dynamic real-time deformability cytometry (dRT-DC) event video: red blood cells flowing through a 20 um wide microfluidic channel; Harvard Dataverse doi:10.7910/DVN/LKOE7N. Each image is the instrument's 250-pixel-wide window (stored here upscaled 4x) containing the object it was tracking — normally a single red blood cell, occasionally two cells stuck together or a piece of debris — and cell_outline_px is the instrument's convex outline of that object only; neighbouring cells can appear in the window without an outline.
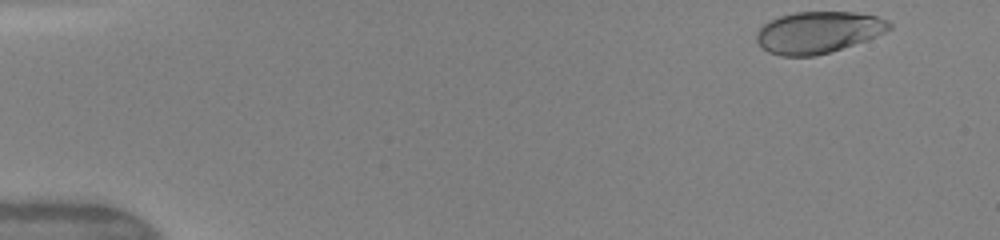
{"species": "human", "species_latin": "Homo sapiens", "temperature_condition": "warm", "stored_images_in_passage": 46, "camera_frame_rate_fps": 3000, "um_per_image_px": 0.085, "donor": {"sex": "female"}, "frame": {"image": 1, "passage_image": 1, "time_ms": 0.0, "image_size_px": [1000, 240], "cell_outline_px": [[892, 28], [884, 32], [864, 40], [816, 56], [780, 56], [768, 52], [756, 40], [756, 32], [764, 24], [780, 16], [796, 12], [856, 12], [876, 16], [888, 20], [892, 24]], "centroid_in_image_um": [69.53, 2.74], "position_along_channel_um": 15.5, "area_um2": 31.85}}
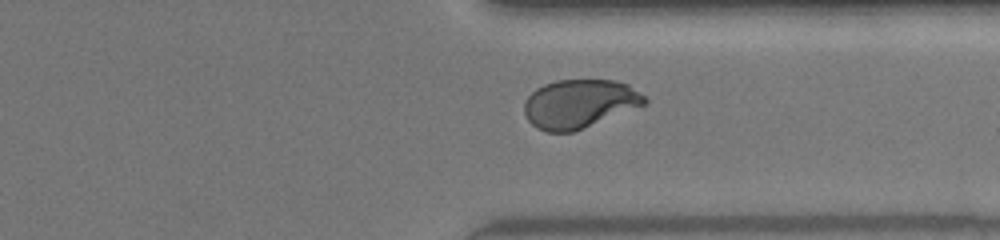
{"frame": {"image": 2, "passage_image": 35, "time_ms": 11.333, "image_size_px": [1000, 240], "cell_outline_px": [[648, 104], [572, 132], [548, 132], [536, 128], [528, 120], [524, 112], [524, 100], [536, 88], [544, 84], [556, 80], [616, 80], [628, 84], [644, 96], [648, 100]], "centroid_in_image_um": [49.25, 8.81], "position_along_channel_um": 362.2, "area_um2": 34.22}}
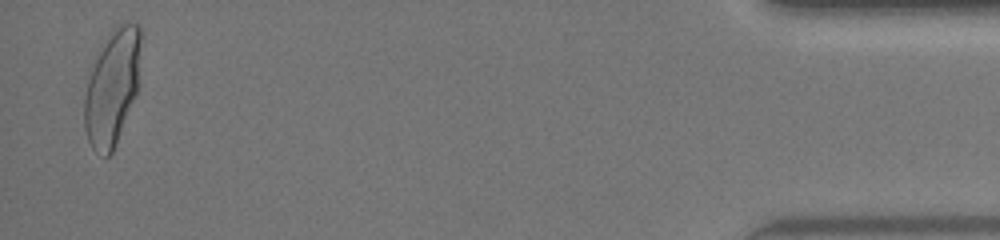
{"frame": {"image": 3, "passage_image": 45, "time_ms": 14.667, "image_size_px": [1000, 240], "cell_outline_px": [[140, 44], [136, 96], [112, 152], [108, 156], [104, 156], [96, 152], [92, 148], [88, 140], [84, 128], [84, 100], [92, 60], [96, 52], [108, 32], [112, 28], [124, 20], [140, 24]], "centroid_in_image_um": [9.51, 7.34], "position_along_channel_um": 425.7, "area_um2": 38.38}, "authors_computed_cell_mechanics": {"area_um2": 34.4199, "velocity_mm_per_s": 4.1682, "shape_relaxation_time_tau1_ms": 3.7732, "shape_relaxation_time_tau2_ms": null, "deformation_change_tau1": 0.197, "deformation_change_tau2": null}}